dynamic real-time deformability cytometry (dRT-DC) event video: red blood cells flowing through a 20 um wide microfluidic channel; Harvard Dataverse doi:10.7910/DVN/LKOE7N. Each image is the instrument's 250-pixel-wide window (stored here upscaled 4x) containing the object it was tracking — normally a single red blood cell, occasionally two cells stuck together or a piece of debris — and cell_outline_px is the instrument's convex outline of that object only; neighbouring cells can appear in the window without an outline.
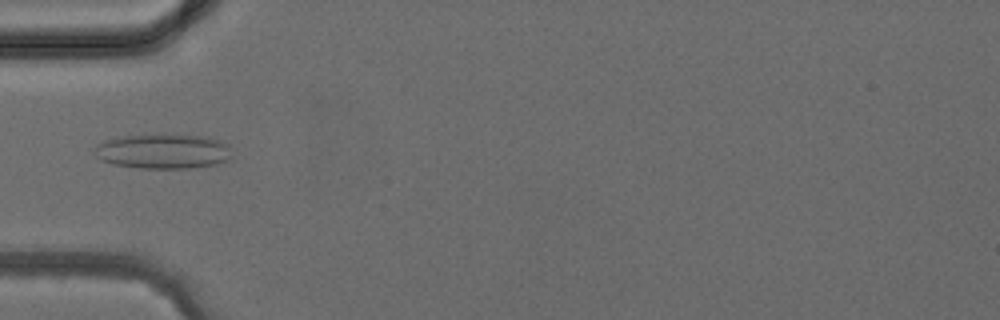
{"species": "common noctule bat (a hibernating species)", "species_latin": "Nyctalus noctula", "temperature_condition": "cold", "stored_images_in_passage": 6, "camera_frame_rate_fps": 3000, "um_per_image_px": 0.085, "animal": {"sex": "female", "body_mass_g": 24.6, "forearm_length_mm": 56.2}, "frame": {"image": 1, "passage_image": 5, "time_ms": 4.667, "image_size_px": [1000, 320], "cell_outline_px": [[232, 156], [228, 160], [216, 164], [192, 168], [140, 168], [112, 164], [100, 160], [92, 152], [92, 148], [104, 140], [116, 136], [204, 136], [220, 140], [228, 144]], "centroid_in_image_um": [13.82, 12.88], "position_along_channel_um": 71.2, "area_um2": 27.74}}